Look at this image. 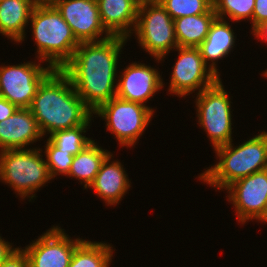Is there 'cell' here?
<instances>
[{
	"mask_svg": "<svg viewBox=\"0 0 267 267\" xmlns=\"http://www.w3.org/2000/svg\"><path fill=\"white\" fill-rule=\"evenodd\" d=\"M63 230L59 226H53L23 247L29 267H69L75 249L84 239H72Z\"/></svg>",
	"mask_w": 267,
	"mask_h": 267,
	"instance_id": "8fae6325",
	"label": "cell"
},
{
	"mask_svg": "<svg viewBox=\"0 0 267 267\" xmlns=\"http://www.w3.org/2000/svg\"><path fill=\"white\" fill-rule=\"evenodd\" d=\"M90 125H79L74 128L57 130L50 134L49 140L61 151L69 152L71 155L80 153L93 140L86 137Z\"/></svg>",
	"mask_w": 267,
	"mask_h": 267,
	"instance_id": "603a6c76",
	"label": "cell"
},
{
	"mask_svg": "<svg viewBox=\"0 0 267 267\" xmlns=\"http://www.w3.org/2000/svg\"><path fill=\"white\" fill-rule=\"evenodd\" d=\"M113 245L84 240L74 251L69 267H109Z\"/></svg>",
	"mask_w": 267,
	"mask_h": 267,
	"instance_id": "7402d4cb",
	"label": "cell"
},
{
	"mask_svg": "<svg viewBox=\"0 0 267 267\" xmlns=\"http://www.w3.org/2000/svg\"><path fill=\"white\" fill-rule=\"evenodd\" d=\"M225 189L239 223L244 225L249 220H257L267 202V169L240 178Z\"/></svg>",
	"mask_w": 267,
	"mask_h": 267,
	"instance_id": "7c38bea8",
	"label": "cell"
},
{
	"mask_svg": "<svg viewBox=\"0 0 267 267\" xmlns=\"http://www.w3.org/2000/svg\"><path fill=\"white\" fill-rule=\"evenodd\" d=\"M261 221L263 223H267V202L265 204V208L261 214V216L257 219V221Z\"/></svg>",
	"mask_w": 267,
	"mask_h": 267,
	"instance_id": "1f68e13d",
	"label": "cell"
},
{
	"mask_svg": "<svg viewBox=\"0 0 267 267\" xmlns=\"http://www.w3.org/2000/svg\"><path fill=\"white\" fill-rule=\"evenodd\" d=\"M29 110L43 136L57 130L90 125L93 112L75 91L70 79L53 70L39 85Z\"/></svg>",
	"mask_w": 267,
	"mask_h": 267,
	"instance_id": "7a4b0ae2",
	"label": "cell"
},
{
	"mask_svg": "<svg viewBox=\"0 0 267 267\" xmlns=\"http://www.w3.org/2000/svg\"><path fill=\"white\" fill-rule=\"evenodd\" d=\"M18 107L14 104H11L7 99L0 97V122L6 120L12 116Z\"/></svg>",
	"mask_w": 267,
	"mask_h": 267,
	"instance_id": "f1b7e54d",
	"label": "cell"
},
{
	"mask_svg": "<svg viewBox=\"0 0 267 267\" xmlns=\"http://www.w3.org/2000/svg\"><path fill=\"white\" fill-rule=\"evenodd\" d=\"M0 267H29L28 257L23 248H17L2 263Z\"/></svg>",
	"mask_w": 267,
	"mask_h": 267,
	"instance_id": "4316f807",
	"label": "cell"
},
{
	"mask_svg": "<svg viewBox=\"0 0 267 267\" xmlns=\"http://www.w3.org/2000/svg\"><path fill=\"white\" fill-rule=\"evenodd\" d=\"M265 21H267V0H255V7L252 14L251 30Z\"/></svg>",
	"mask_w": 267,
	"mask_h": 267,
	"instance_id": "83f0119b",
	"label": "cell"
},
{
	"mask_svg": "<svg viewBox=\"0 0 267 267\" xmlns=\"http://www.w3.org/2000/svg\"><path fill=\"white\" fill-rule=\"evenodd\" d=\"M173 20L189 15L207 13L213 7V0H158Z\"/></svg>",
	"mask_w": 267,
	"mask_h": 267,
	"instance_id": "d4e9b609",
	"label": "cell"
},
{
	"mask_svg": "<svg viewBox=\"0 0 267 267\" xmlns=\"http://www.w3.org/2000/svg\"><path fill=\"white\" fill-rule=\"evenodd\" d=\"M178 58L171 73L169 94L186 97L197 91L209 88L220 78L207 67L198 47H177Z\"/></svg>",
	"mask_w": 267,
	"mask_h": 267,
	"instance_id": "30bf717a",
	"label": "cell"
},
{
	"mask_svg": "<svg viewBox=\"0 0 267 267\" xmlns=\"http://www.w3.org/2000/svg\"><path fill=\"white\" fill-rule=\"evenodd\" d=\"M154 109L143 104L127 101L117 96L102 104L94 115L105 120L107 131L117 138L118 145L135 146L151 121Z\"/></svg>",
	"mask_w": 267,
	"mask_h": 267,
	"instance_id": "52a82bcc",
	"label": "cell"
},
{
	"mask_svg": "<svg viewBox=\"0 0 267 267\" xmlns=\"http://www.w3.org/2000/svg\"><path fill=\"white\" fill-rule=\"evenodd\" d=\"M261 75H263L264 77H267V69L263 72V74H261ZM267 79V78H266Z\"/></svg>",
	"mask_w": 267,
	"mask_h": 267,
	"instance_id": "e575fe53",
	"label": "cell"
},
{
	"mask_svg": "<svg viewBox=\"0 0 267 267\" xmlns=\"http://www.w3.org/2000/svg\"><path fill=\"white\" fill-rule=\"evenodd\" d=\"M140 3L141 2H151V1H158V0H138Z\"/></svg>",
	"mask_w": 267,
	"mask_h": 267,
	"instance_id": "836d02e7",
	"label": "cell"
},
{
	"mask_svg": "<svg viewBox=\"0 0 267 267\" xmlns=\"http://www.w3.org/2000/svg\"><path fill=\"white\" fill-rule=\"evenodd\" d=\"M111 154L100 147L95 140L88 144L80 153L74 155L67 177L78 179L84 189H88L99 172L104 160Z\"/></svg>",
	"mask_w": 267,
	"mask_h": 267,
	"instance_id": "44dd1931",
	"label": "cell"
},
{
	"mask_svg": "<svg viewBox=\"0 0 267 267\" xmlns=\"http://www.w3.org/2000/svg\"><path fill=\"white\" fill-rule=\"evenodd\" d=\"M44 156L52 179L57 175L67 176L74 156L69 152L59 150L48 138L45 144Z\"/></svg>",
	"mask_w": 267,
	"mask_h": 267,
	"instance_id": "484cf974",
	"label": "cell"
},
{
	"mask_svg": "<svg viewBox=\"0 0 267 267\" xmlns=\"http://www.w3.org/2000/svg\"><path fill=\"white\" fill-rule=\"evenodd\" d=\"M52 4L80 43L100 41L111 36L101 23L97 0H54Z\"/></svg>",
	"mask_w": 267,
	"mask_h": 267,
	"instance_id": "4fadbf2b",
	"label": "cell"
},
{
	"mask_svg": "<svg viewBox=\"0 0 267 267\" xmlns=\"http://www.w3.org/2000/svg\"><path fill=\"white\" fill-rule=\"evenodd\" d=\"M37 3H52L54 0H35Z\"/></svg>",
	"mask_w": 267,
	"mask_h": 267,
	"instance_id": "d6a6232c",
	"label": "cell"
},
{
	"mask_svg": "<svg viewBox=\"0 0 267 267\" xmlns=\"http://www.w3.org/2000/svg\"><path fill=\"white\" fill-rule=\"evenodd\" d=\"M36 4L35 0H0V33L18 45L22 43Z\"/></svg>",
	"mask_w": 267,
	"mask_h": 267,
	"instance_id": "d6986e66",
	"label": "cell"
},
{
	"mask_svg": "<svg viewBox=\"0 0 267 267\" xmlns=\"http://www.w3.org/2000/svg\"><path fill=\"white\" fill-rule=\"evenodd\" d=\"M111 153L102 163L99 172L88 188L94 190L98 198L100 197L106 205L115 206L124 198L131 186V181L118 160H113ZM130 182V183H129Z\"/></svg>",
	"mask_w": 267,
	"mask_h": 267,
	"instance_id": "2e32d148",
	"label": "cell"
},
{
	"mask_svg": "<svg viewBox=\"0 0 267 267\" xmlns=\"http://www.w3.org/2000/svg\"><path fill=\"white\" fill-rule=\"evenodd\" d=\"M120 72L116 96L145 106L156 92L164 88L160 71L144 63L133 62Z\"/></svg>",
	"mask_w": 267,
	"mask_h": 267,
	"instance_id": "5bb4252c",
	"label": "cell"
},
{
	"mask_svg": "<svg viewBox=\"0 0 267 267\" xmlns=\"http://www.w3.org/2000/svg\"><path fill=\"white\" fill-rule=\"evenodd\" d=\"M216 18L214 7L207 13L189 15L174 20L175 37L179 47H198L207 37Z\"/></svg>",
	"mask_w": 267,
	"mask_h": 267,
	"instance_id": "ffe728a7",
	"label": "cell"
},
{
	"mask_svg": "<svg viewBox=\"0 0 267 267\" xmlns=\"http://www.w3.org/2000/svg\"><path fill=\"white\" fill-rule=\"evenodd\" d=\"M42 152L36 147L0 151V181L21 199L30 198L31 202L35 192L52 180Z\"/></svg>",
	"mask_w": 267,
	"mask_h": 267,
	"instance_id": "5b68a950",
	"label": "cell"
},
{
	"mask_svg": "<svg viewBox=\"0 0 267 267\" xmlns=\"http://www.w3.org/2000/svg\"><path fill=\"white\" fill-rule=\"evenodd\" d=\"M139 45L156 61H164L178 47L174 20L159 1L141 2L134 29Z\"/></svg>",
	"mask_w": 267,
	"mask_h": 267,
	"instance_id": "8992f818",
	"label": "cell"
},
{
	"mask_svg": "<svg viewBox=\"0 0 267 267\" xmlns=\"http://www.w3.org/2000/svg\"><path fill=\"white\" fill-rule=\"evenodd\" d=\"M196 95L198 124L206 132L212 147L215 149L233 141L232 102L228 92L224 89L221 78Z\"/></svg>",
	"mask_w": 267,
	"mask_h": 267,
	"instance_id": "ba28073f",
	"label": "cell"
},
{
	"mask_svg": "<svg viewBox=\"0 0 267 267\" xmlns=\"http://www.w3.org/2000/svg\"><path fill=\"white\" fill-rule=\"evenodd\" d=\"M251 33L254 35V37L258 39H262V41H267V21L260 23L257 25Z\"/></svg>",
	"mask_w": 267,
	"mask_h": 267,
	"instance_id": "4dcf8cb0",
	"label": "cell"
},
{
	"mask_svg": "<svg viewBox=\"0 0 267 267\" xmlns=\"http://www.w3.org/2000/svg\"><path fill=\"white\" fill-rule=\"evenodd\" d=\"M213 7L217 18H229L236 23L245 19L252 22L255 0H213Z\"/></svg>",
	"mask_w": 267,
	"mask_h": 267,
	"instance_id": "cb8c5ba5",
	"label": "cell"
},
{
	"mask_svg": "<svg viewBox=\"0 0 267 267\" xmlns=\"http://www.w3.org/2000/svg\"><path fill=\"white\" fill-rule=\"evenodd\" d=\"M232 142L214 149L219 161L199 175L200 181L217 190H225L234 181L267 169L266 131L258 132L239 146Z\"/></svg>",
	"mask_w": 267,
	"mask_h": 267,
	"instance_id": "3957f363",
	"label": "cell"
},
{
	"mask_svg": "<svg viewBox=\"0 0 267 267\" xmlns=\"http://www.w3.org/2000/svg\"><path fill=\"white\" fill-rule=\"evenodd\" d=\"M97 4L101 23L106 31L111 36L129 39L137 23L140 2L138 0H97Z\"/></svg>",
	"mask_w": 267,
	"mask_h": 267,
	"instance_id": "e0dca14e",
	"label": "cell"
},
{
	"mask_svg": "<svg viewBox=\"0 0 267 267\" xmlns=\"http://www.w3.org/2000/svg\"><path fill=\"white\" fill-rule=\"evenodd\" d=\"M36 61L0 66V96L18 108H29L42 81L54 70ZM47 66V67H46Z\"/></svg>",
	"mask_w": 267,
	"mask_h": 267,
	"instance_id": "9c48e42d",
	"label": "cell"
},
{
	"mask_svg": "<svg viewBox=\"0 0 267 267\" xmlns=\"http://www.w3.org/2000/svg\"><path fill=\"white\" fill-rule=\"evenodd\" d=\"M29 21L38 62H46L53 69L60 70L80 44L69 24L52 3H37Z\"/></svg>",
	"mask_w": 267,
	"mask_h": 267,
	"instance_id": "277c9868",
	"label": "cell"
},
{
	"mask_svg": "<svg viewBox=\"0 0 267 267\" xmlns=\"http://www.w3.org/2000/svg\"><path fill=\"white\" fill-rule=\"evenodd\" d=\"M127 40L110 36L100 41L81 42L73 57L60 69L92 112L116 96L118 58Z\"/></svg>",
	"mask_w": 267,
	"mask_h": 267,
	"instance_id": "6da1fadb",
	"label": "cell"
},
{
	"mask_svg": "<svg viewBox=\"0 0 267 267\" xmlns=\"http://www.w3.org/2000/svg\"><path fill=\"white\" fill-rule=\"evenodd\" d=\"M17 249L13 247V244L4 240V238L0 235V266L4 262V260Z\"/></svg>",
	"mask_w": 267,
	"mask_h": 267,
	"instance_id": "f546056e",
	"label": "cell"
},
{
	"mask_svg": "<svg viewBox=\"0 0 267 267\" xmlns=\"http://www.w3.org/2000/svg\"><path fill=\"white\" fill-rule=\"evenodd\" d=\"M234 34L228 21L216 17L210 25L207 37L198 46L205 64L219 78L220 74L216 66V61L218 62L219 59H224V57H227L229 52L233 50L236 39V35Z\"/></svg>",
	"mask_w": 267,
	"mask_h": 267,
	"instance_id": "ac0fdd59",
	"label": "cell"
},
{
	"mask_svg": "<svg viewBox=\"0 0 267 267\" xmlns=\"http://www.w3.org/2000/svg\"><path fill=\"white\" fill-rule=\"evenodd\" d=\"M41 138L43 135L29 108H18L12 116L0 122V151L25 149Z\"/></svg>",
	"mask_w": 267,
	"mask_h": 267,
	"instance_id": "9a60e30c",
	"label": "cell"
}]
</instances>
